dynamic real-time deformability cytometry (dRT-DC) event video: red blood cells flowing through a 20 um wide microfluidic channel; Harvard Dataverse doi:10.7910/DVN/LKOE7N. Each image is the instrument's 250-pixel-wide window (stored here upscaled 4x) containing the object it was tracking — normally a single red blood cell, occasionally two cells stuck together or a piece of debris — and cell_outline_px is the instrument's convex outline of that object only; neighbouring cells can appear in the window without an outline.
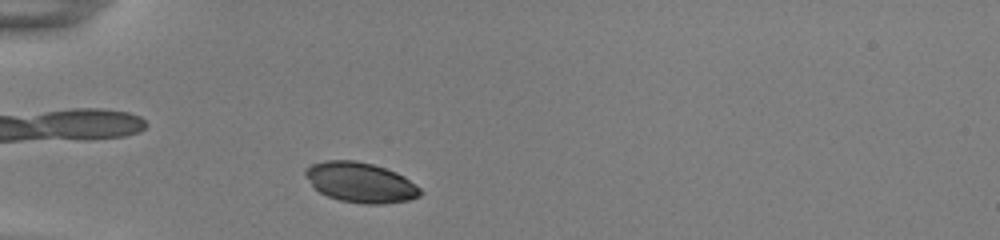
{"species": "common noctule bat (a hibernating species)", "species_latin": "Nyctalus noctula", "temperature_condition": "room temperature", "stored_images_in_passage": 36, "camera_frame_rate_fps": 3000, "um_per_image_px": 0.085, "animal": {"sex": "female", "body_mass_g": 22.0, "forearm_length_mm": 56.7}, "frame": {"image": 1, "passage_image": 3, "time_ms": 0.667, "image_size_px": [1000, 240], "cell_outline_px": [[420, 196], [408, 200], [384, 204], [364, 204], [340, 200], [328, 196], [320, 192], [312, 184], [304, 172], [304, 168], [312, 164], [328, 160], [356, 160], [372, 164], [396, 172], [404, 176], [420, 188]], "centroid_in_image_um": [30.64, 15.5], "position_along_channel_um": 54.4, "area_um2": 26.59}}
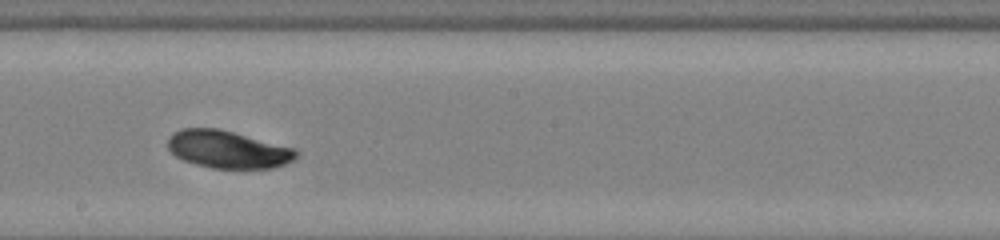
{"frame": {"image": 2, "passage_image": 18, "time_ms": 5.667, "image_size_px": [1000, 240], "cell_outline_px": [[300, 156], [284, 164], [272, 168], [212, 168], [196, 164], [184, 160], [176, 156], [168, 148], [168, 136], [180, 128], [216, 128], [296, 148], [300, 152]], "centroid_in_image_um": [19.39, 12.7], "position_along_channel_um": 228.8, "area_um2": 28.03}}
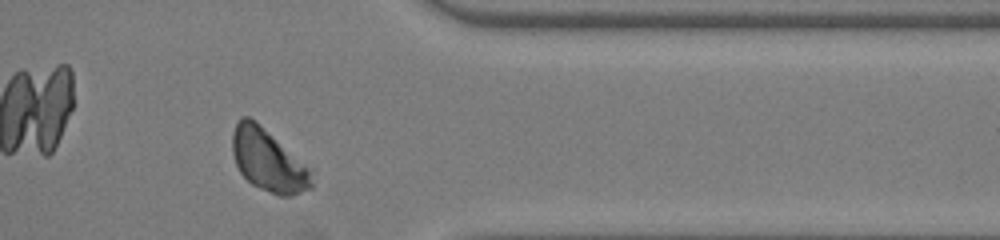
{"frame": {"image": 3, "passage_image": 31, "time_ms": 10.0, "image_size_px": [1000, 240], "cell_outline_px": [[312, 188], [288, 196], [280, 196], [260, 188], [252, 184], [240, 172], [236, 164], [232, 152], [232, 132], [240, 116], [248, 116], [312, 168]], "centroid_in_image_um": [22.8, 13.65], "position_along_channel_um": 388.6, "area_um2": 28.44}, "authors_computed_cell_mechanics": {"area_um2": 28.0041, "velocity_mm_per_s": 3.8408, "shape_relaxation_time_tau1_ms": 1.0583, "shape_relaxation_time_tau2_ms": null, "deformation_change_tau1": 0.0271, "deformation_change_tau2": null}}